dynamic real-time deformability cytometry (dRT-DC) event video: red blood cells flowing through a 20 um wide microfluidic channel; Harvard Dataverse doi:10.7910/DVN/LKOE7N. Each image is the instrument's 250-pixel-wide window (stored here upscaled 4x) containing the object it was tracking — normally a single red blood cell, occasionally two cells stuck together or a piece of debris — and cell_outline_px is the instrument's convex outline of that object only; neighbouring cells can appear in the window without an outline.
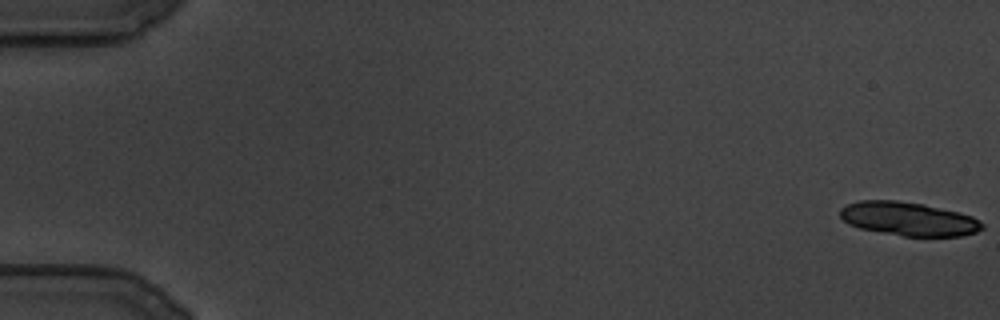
{"species": "common noctule bat (a hibernating species)", "species_latin": "Nyctalus noctula", "temperature_condition": "cold", "stored_images_in_passage": 74, "camera_frame_rate_fps": 3000, "um_per_image_px": 0.085, "animal": {"sex": "male", "body_mass_g": 19.5, "forearm_length_mm": 54.6}, "frame": {"image": 1, "passage_image": 1, "time_ms": 0.0, "image_size_px": [1000, 320], "cell_outline_px": [[984, 228], [976, 232], [960, 236], [904, 236], [860, 228], [848, 224], [840, 216], [840, 208], [848, 204], [860, 200], [896, 200], [924, 204], [960, 212], [972, 216], [984, 224]], "centroid_in_image_um": [77.24, 18.6], "position_along_channel_um": 7.8, "area_um2": 27.86}}